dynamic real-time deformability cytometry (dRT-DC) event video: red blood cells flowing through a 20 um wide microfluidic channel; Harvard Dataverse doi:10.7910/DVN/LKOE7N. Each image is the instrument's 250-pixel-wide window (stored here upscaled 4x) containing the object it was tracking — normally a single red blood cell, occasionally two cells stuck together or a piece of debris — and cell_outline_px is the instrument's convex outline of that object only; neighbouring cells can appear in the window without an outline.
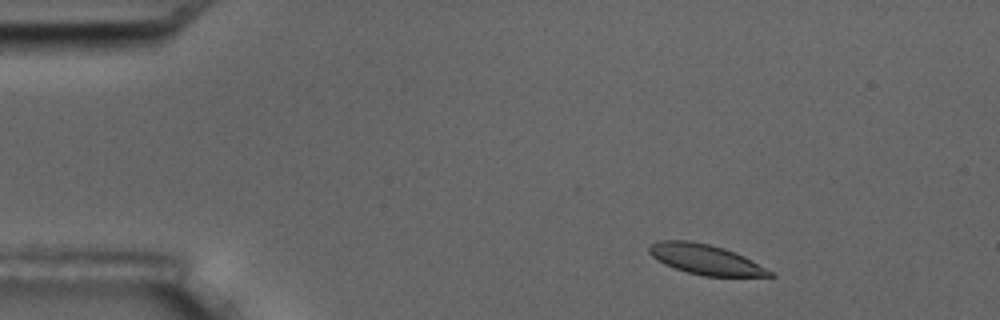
{"species": "common noctule bat (a hibernating species)", "species_latin": "Nyctalus noctula", "temperature_condition": "room temperature", "stored_images_in_passage": 5, "camera_frame_rate_fps": 3000, "um_per_image_px": 0.085, "animal": {"sex": "male", "body_mass_g": 17.5, "forearm_length_mm": 52.3}, "frame": {"image": 1, "passage_image": 1, "time_ms": 0.0, "image_size_px": [1000, 320], "cell_outline_px": [[776, 276], [704, 276], [688, 272], [664, 264], [652, 256], [648, 252], [648, 248], [652, 244], [660, 240], [688, 240], [708, 244], [724, 248], [744, 256], [776, 272]], "centroid_in_image_um": [60.01, 22.05], "position_along_channel_um": 25.0, "area_um2": 21.1}}
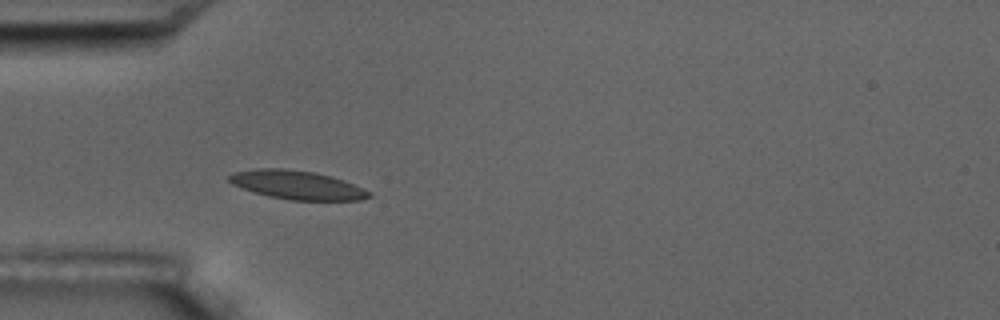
{"frame": {"image": 2, "passage_image": 3, "time_ms": 3.0, "image_size_px": [1000, 320], "cell_outline_px": [[372, 196], [360, 200], [292, 200], [268, 196], [232, 184], [228, 180], [228, 176], [232, 172], [256, 168], [284, 168], [312, 172], [332, 176], [344, 180], [372, 192]], "centroid_in_image_um": [25.26, 15.71], "position_along_channel_um": 59.7, "area_um2": 23.35}}